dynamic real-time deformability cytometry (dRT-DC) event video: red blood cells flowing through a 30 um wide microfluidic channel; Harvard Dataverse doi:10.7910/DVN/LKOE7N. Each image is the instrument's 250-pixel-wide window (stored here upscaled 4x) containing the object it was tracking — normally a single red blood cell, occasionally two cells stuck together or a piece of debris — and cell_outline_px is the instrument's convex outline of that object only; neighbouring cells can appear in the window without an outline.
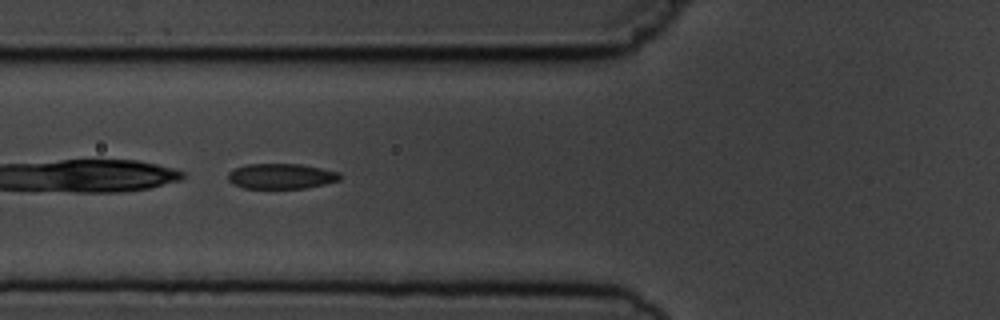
{"species": "common noctule bat (a hibernating species)", "species_latin": "Nyctalus noctula", "temperature_condition": "cold", "stored_images_in_passage": 13, "camera_frame_rate_fps": 3000, "um_per_image_px": 0.085, "animal": {"sex": "male", "body_mass_g": 19.5, "forearm_length_mm": 54.6}, "frame": {"image": 1, "passage_image": 5, "time_ms": 5.333, "image_size_px": [1000, 320], "cell_outline_px": [[340, 180], [324, 184], [304, 188], [244, 188], [232, 184], [228, 180], [228, 172], [236, 168], [248, 164], [300, 164], [340, 172]], "centroid_in_image_um": [23.88, 14.98], "position_along_channel_um": 101.9, "area_um2": 16.42}}
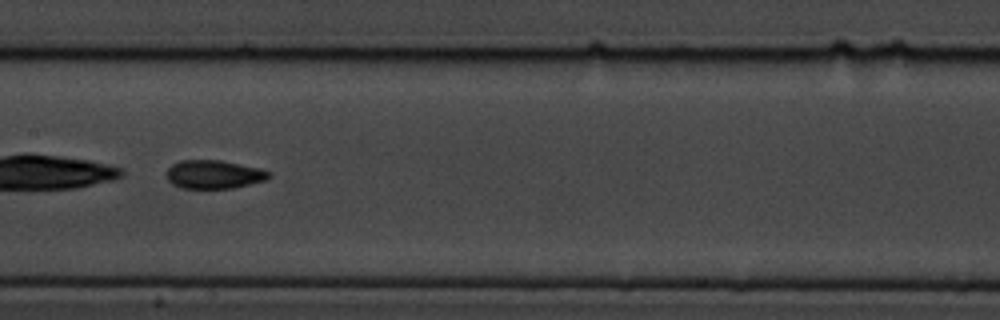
{"frame": {"image": 2, "passage_image": 7, "time_ms": 7.667, "image_size_px": [1000, 320], "cell_outline_px": [[272, 176], [264, 180], [232, 188], [180, 188], [172, 184], [168, 180], [168, 168], [172, 164], [180, 160], [220, 160], [260, 168], [272, 172]], "centroid_in_image_um": [18.19, 14.82], "position_along_channel_um": 189.2, "area_um2": 16.94}}
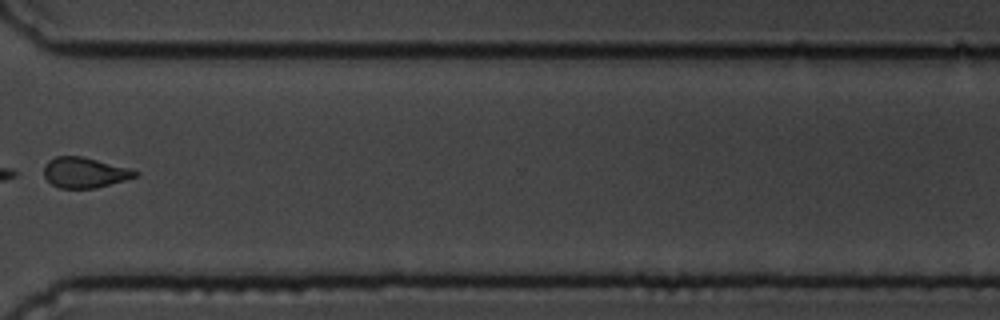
{"frame": {"image": 3, "passage_image": 11, "time_ms": 12.333, "image_size_px": [1000, 320], "cell_outline_px": [[140, 172], [136, 176], [124, 180], [96, 188], [60, 188], [52, 184], [44, 176], [44, 164], [48, 160], [56, 156], [80, 156], [132, 168]], "centroid_in_image_um": [7.19, 14.66], "position_along_channel_um": 363.4, "area_um2": 16.18}, "authors_computed_cell_mechanics": {"area_um2": 16.9354, "velocity_mm_per_s": 3.7413, "shape_relaxation_time_tau1_ms": 4.1995, "shape_relaxation_time_tau2_ms": 2.742, "deformation_change_tau1": 0.1337, "deformation_change_tau2": 0.0692}}